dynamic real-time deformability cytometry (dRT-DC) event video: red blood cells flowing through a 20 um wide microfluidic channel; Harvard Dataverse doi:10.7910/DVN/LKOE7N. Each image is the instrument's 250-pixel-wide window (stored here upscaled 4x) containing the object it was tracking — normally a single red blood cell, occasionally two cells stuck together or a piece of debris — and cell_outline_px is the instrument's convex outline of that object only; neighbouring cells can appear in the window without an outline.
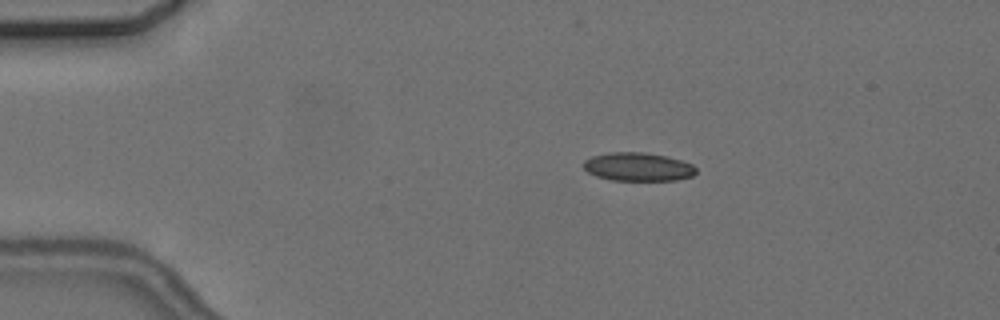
{"species": "common noctule bat (a hibernating species)", "species_latin": "Nyctalus noctula", "temperature_condition": "cold", "stored_images_in_passage": 2, "camera_frame_rate_fps": 3000, "um_per_image_px": 0.085, "animal": {"sex": "female", "body_mass_g": 24.6, "forearm_length_mm": 56.2}, "frame": {"image": 1, "passage_image": 1, "time_ms": 0.0, "image_size_px": [1000, 320], "cell_outline_px": [[696, 172], [692, 176], [676, 180], [612, 180], [596, 176], [588, 172], [584, 168], [584, 160], [592, 156], [608, 152], [644, 152], [668, 156], [692, 164], [696, 168]], "centroid_in_image_um": [54.23, 14.17], "position_along_channel_um": 30.8, "area_um2": 18.67}}